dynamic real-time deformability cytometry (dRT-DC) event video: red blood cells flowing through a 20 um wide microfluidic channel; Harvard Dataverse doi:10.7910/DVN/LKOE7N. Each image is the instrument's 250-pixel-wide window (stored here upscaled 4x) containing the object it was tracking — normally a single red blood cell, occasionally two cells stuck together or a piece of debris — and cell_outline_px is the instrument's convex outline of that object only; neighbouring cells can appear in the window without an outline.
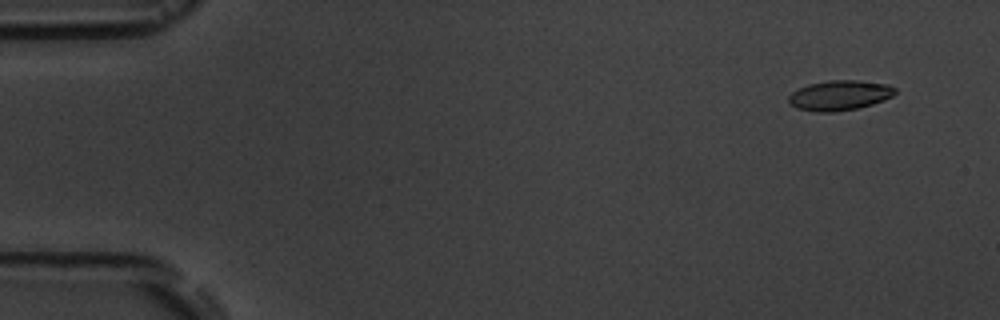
{"species": "common noctule bat (a hibernating species)", "species_latin": "Nyctalus noctula", "temperature_condition": "room temperature", "stored_images_in_passage": 6, "camera_frame_rate_fps": 3000, "um_per_image_px": 0.085, "animal": {"sex": "male", "body_mass_g": 19.5, "forearm_length_mm": 54.6}, "frame": {"image": 1, "passage_image": 1, "time_ms": 0.0, "image_size_px": [1000, 320], "cell_outline_px": [[896, 92], [892, 96], [884, 100], [872, 104], [856, 108], [832, 112], [816, 112], [796, 108], [788, 100], [788, 96], [792, 92], [808, 84], [828, 80], [856, 80], [888, 84], [896, 88]], "centroid_in_image_um": [71.37, 8.1], "position_along_channel_um": 13.6, "area_um2": 18.55}}
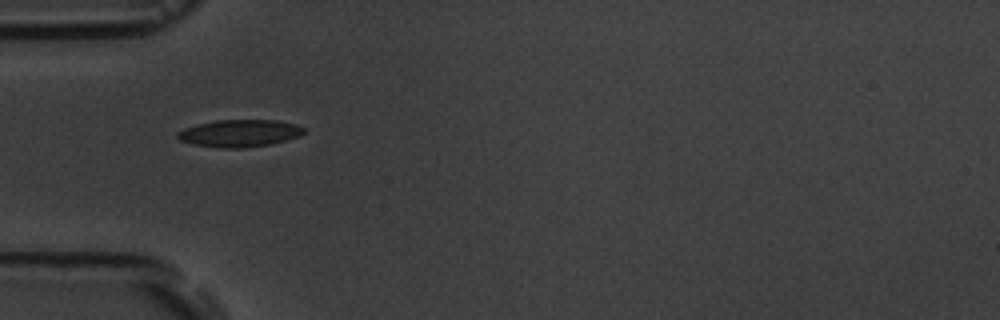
{"frame": {"image": 2, "passage_image": 5, "time_ms": 4.667, "image_size_px": [1000, 320], "cell_outline_px": [[304, 132], [300, 136], [288, 140], [268, 144], [244, 148], [220, 148], [192, 144], [180, 140], [176, 136], [176, 132], [184, 128], [196, 124], [216, 120], [276, 120], [296, 124], [304, 128]], "centroid_in_image_um": [20.34, 11.32], "position_along_channel_um": 64.7, "area_um2": 20.17}}
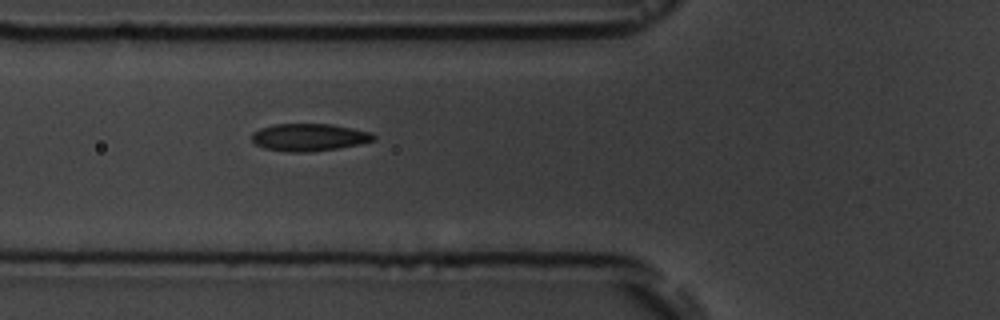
{"frame": {"image": 3, "passage_image": 6, "time_ms": 5.667, "image_size_px": [1000, 320], "cell_outline_px": [[376, 140], [360, 144], [336, 148], [308, 152], [288, 152], [264, 148], [256, 144], [252, 140], [252, 132], [260, 128], [276, 124], [332, 124], [372, 132], [376, 136]], "centroid_in_image_um": [26.29, 11.66], "position_along_channel_um": 99.5, "area_um2": 19.48}}